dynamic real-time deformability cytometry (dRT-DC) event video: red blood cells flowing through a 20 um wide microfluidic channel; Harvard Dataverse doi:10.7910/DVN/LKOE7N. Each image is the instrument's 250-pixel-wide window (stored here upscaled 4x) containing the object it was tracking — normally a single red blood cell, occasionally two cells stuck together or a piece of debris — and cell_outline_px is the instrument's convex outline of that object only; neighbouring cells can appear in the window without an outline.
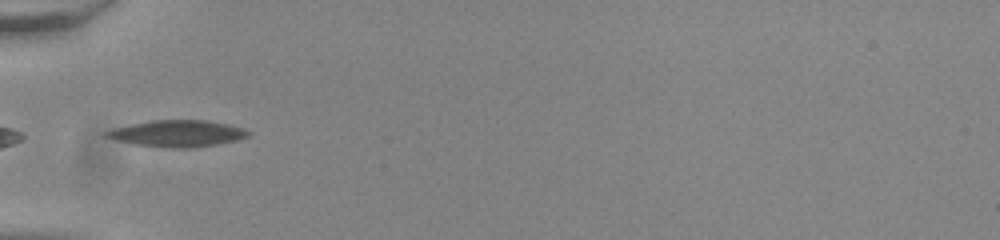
{"species": "common noctule bat (a hibernating species)", "species_latin": "Nyctalus noctula", "temperature_condition": "room temperature", "stored_images_in_passage": 36, "camera_frame_rate_fps": 3000, "um_per_image_px": 0.085, "animal": {"sex": "male", "body_mass_g": 20.0, "forearm_length_mm": 53.3}, "frame": {"image": 1, "passage_image": 1, "time_ms": 0.0, "image_size_px": [1000, 240], "cell_outline_px": [[252, 132], [248, 136], [236, 140], [216, 144], [192, 148], [172, 148], [136, 144], [116, 140], [104, 136], [104, 132], [112, 128], [152, 120], [204, 120], [244, 128]], "centroid_in_image_um": [15.06, 11.34], "position_along_channel_um": 69.9, "area_um2": 21.73}}
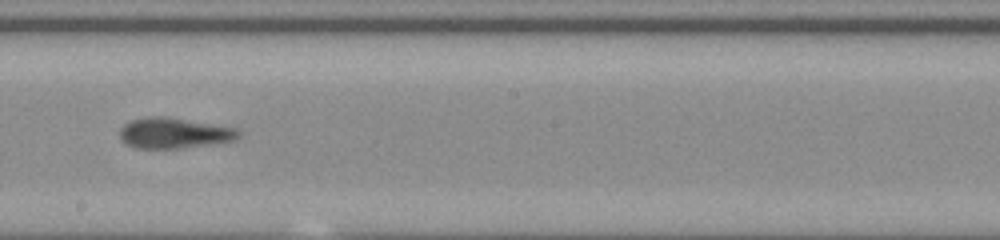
{"frame": {"image": 2, "passage_image": 14, "time_ms": 4.333, "image_size_px": [1000, 240], "cell_outline_px": [[240, 136], [236, 140], [180, 148], [136, 148], [124, 144], [120, 140], [120, 128], [124, 124], [132, 120], [152, 116], [164, 116], [236, 128], [240, 132]], "centroid_in_image_um": [14.76, 11.31], "position_along_channel_um": 233.4, "area_um2": 21.04}}
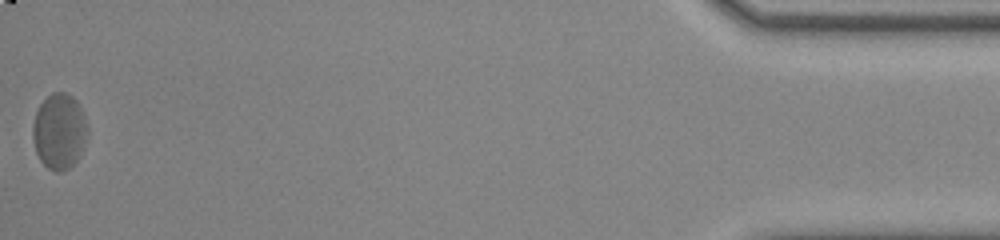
{"frame": {"image": 3, "passage_image": 36, "time_ms": 11.667, "image_size_px": [1000, 240], "cell_outline_px": [[88, 132], [80, 156], [68, 168], [60, 172], [56, 172], [48, 168], [40, 160], [36, 152], [32, 136], [32, 124], [36, 112], [40, 104], [52, 92], [64, 92], [72, 96], [76, 100], [84, 116], [88, 128]], "centroid_in_image_um": [5.03, 11.16], "position_along_channel_um": 430.2, "area_um2": 24.1}, "authors_computed_cell_mechanics": {"area_um2": 21.0103, "velocity_mm_per_s": 3.808, "shape_relaxation_time_tau1_ms": 7.5544, "shape_relaxation_time_tau2_ms": 2.3667, "deformation_change_tau1": 0.1809, "deformation_change_tau2": 0.1227}}